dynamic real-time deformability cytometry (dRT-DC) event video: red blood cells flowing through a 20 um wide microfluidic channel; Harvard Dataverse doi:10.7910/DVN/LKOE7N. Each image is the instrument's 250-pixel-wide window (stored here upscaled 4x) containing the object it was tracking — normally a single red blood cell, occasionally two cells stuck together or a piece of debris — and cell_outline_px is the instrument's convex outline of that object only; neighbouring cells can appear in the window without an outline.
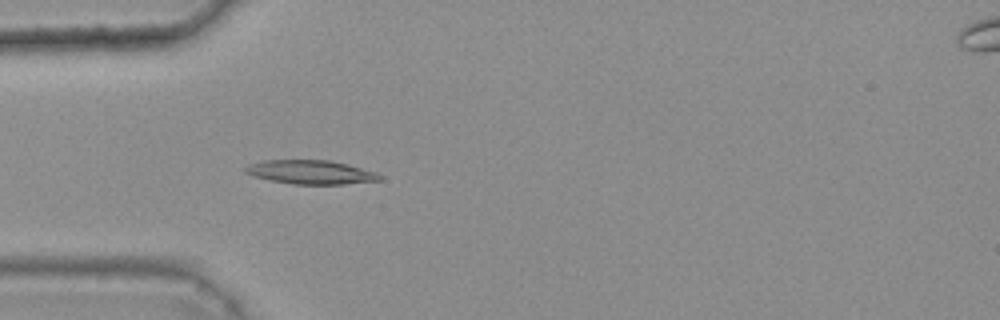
{"species": "common noctule bat (a hibernating species)", "species_latin": "Nyctalus noctula", "temperature_condition": "warm", "stored_images_in_passage": 41, "camera_frame_rate_fps": 3000, "um_per_image_px": 0.085, "animal": {"sex": "female", "body_mass_g": 25.1}, "frame": {"image": 1, "passage_image": 11, "time_ms": 3.333, "image_size_px": [1000, 320], "cell_outline_px": [[380, 180], [344, 184], [292, 184], [252, 176], [244, 172], [244, 168], [248, 164], [264, 160], [328, 160], [348, 164], [376, 172], [380, 176]], "centroid_in_image_um": [26.37, 14.63], "position_along_channel_um": 58.6, "area_um2": 18.61}}
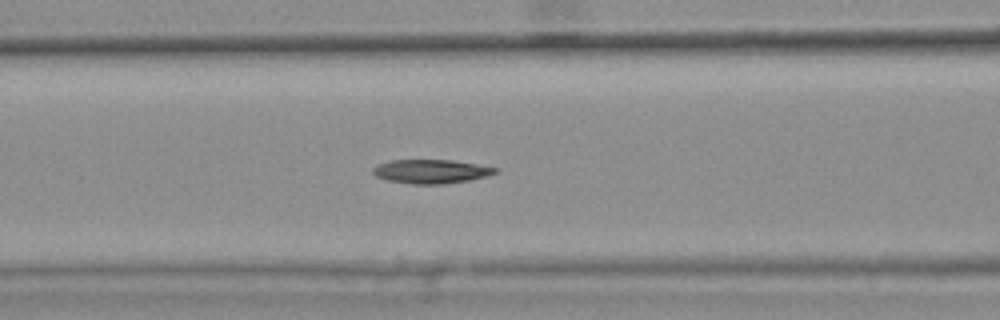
{"frame": {"image": 2, "passage_image": 17, "time_ms": 5.333, "image_size_px": [1000, 320], "cell_outline_px": [[500, 168], [496, 172], [484, 176], [468, 180], [444, 184], [412, 184], [388, 180], [376, 176], [372, 172], [372, 168], [380, 164], [392, 160], [452, 160]], "centroid_in_image_um": [36.63, 14.57], "position_along_channel_um": 130.0, "area_um2": 16.82}}
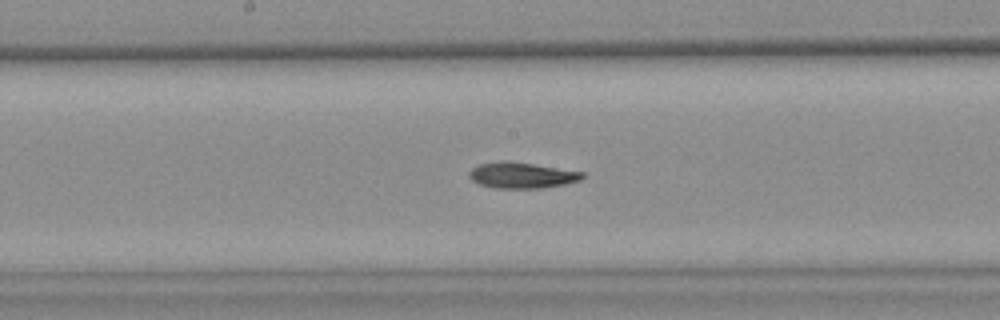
{"frame": {"image": 3, "passage_image": 23, "time_ms": 7.333, "image_size_px": [1000, 320], "cell_outline_px": [[584, 176], [580, 180], [564, 184], [540, 188], [496, 188], [480, 184], [472, 180], [468, 176], [468, 172], [476, 164], [500, 160], [504, 160], [532, 164], [584, 172]], "centroid_in_image_um": [44.29, 14.89], "position_along_channel_um": 203.9, "area_um2": 17.05}, "authors_computed_cell_mechanics": {"area_um2": 17.2244, "velocity_mm_per_s": 3.7057, "shape_relaxation_time_tau1_ms": null, "shape_relaxation_time_tau2_ms": 6.9545, "deformation_change_tau1": null, "deformation_change_tau2": 0.1402}}